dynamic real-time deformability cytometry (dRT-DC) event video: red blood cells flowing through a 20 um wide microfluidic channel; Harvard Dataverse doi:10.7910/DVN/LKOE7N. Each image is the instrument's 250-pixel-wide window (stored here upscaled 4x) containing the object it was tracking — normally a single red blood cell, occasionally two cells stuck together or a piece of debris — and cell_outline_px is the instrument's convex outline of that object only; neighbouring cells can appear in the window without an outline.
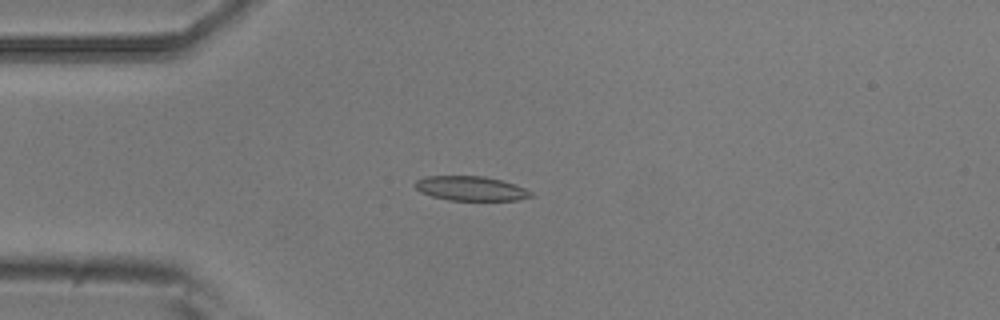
{"species": "common noctule bat (a hibernating species)", "species_latin": "Nyctalus noctula", "temperature_condition": "room temperature", "stored_images_in_passage": 7, "camera_frame_rate_fps": 3000, "um_per_image_px": 0.085, "animal": {"sex": "male", "body_mass_g": 20.5, "forearm_length_mm": 52.5}, "frame": {"image": 1, "passage_image": 4, "time_ms": 1.0, "image_size_px": [1000, 320], "cell_outline_px": [[532, 196], [516, 200], [448, 200], [432, 196], [420, 192], [416, 188], [416, 180], [424, 176], [484, 176], [500, 180], [524, 188], [532, 192]], "centroid_in_image_um": [39.98, 16.02], "position_along_channel_um": 45.0, "area_um2": 16.3}}
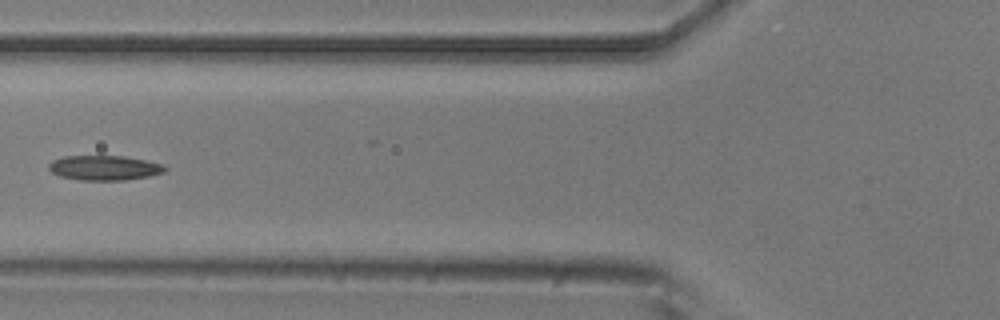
{"frame": {"image": 2, "passage_image": 6, "time_ms": 1.667, "image_size_px": [1000, 320], "cell_outline_px": [[168, 168], [164, 172], [148, 176], [124, 180], [80, 180], [60, 176], [52, 172], [48, 168], [48, 164], [52, 160], [64, 156], [124, 156], [164, 164]], "centroid_in_image_um": [8.87, 14.26], "position_along_channel_um": 116.9, "area_um2": 16.76}}
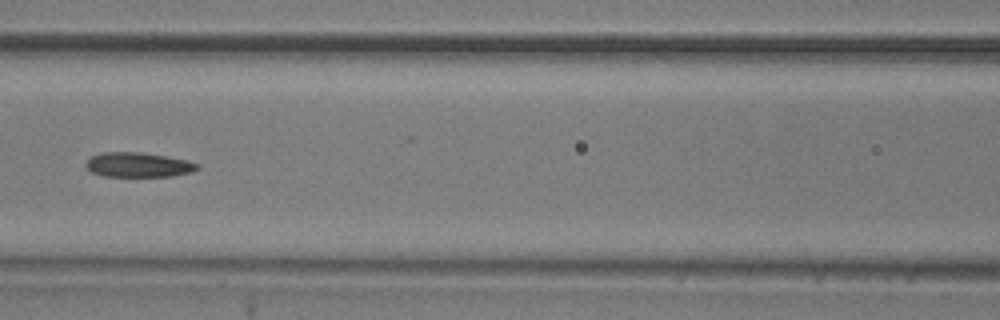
{"frame": {"image": 3, "passage_image": 7, "time_ms": 2.0, "image_size_px": [1000, 320], "cell_outline_px": [[200, 168], [192, 172], [172, 176], [104, 176], [92, 172], [84, 164], [92, 156], [104, 152], [140, 152], [188, 160], [200, 164]], "centroid_in_image_um": [11.79, 14.01], "position_along_channel_um": 154.8, "area_um2": 15.95}}